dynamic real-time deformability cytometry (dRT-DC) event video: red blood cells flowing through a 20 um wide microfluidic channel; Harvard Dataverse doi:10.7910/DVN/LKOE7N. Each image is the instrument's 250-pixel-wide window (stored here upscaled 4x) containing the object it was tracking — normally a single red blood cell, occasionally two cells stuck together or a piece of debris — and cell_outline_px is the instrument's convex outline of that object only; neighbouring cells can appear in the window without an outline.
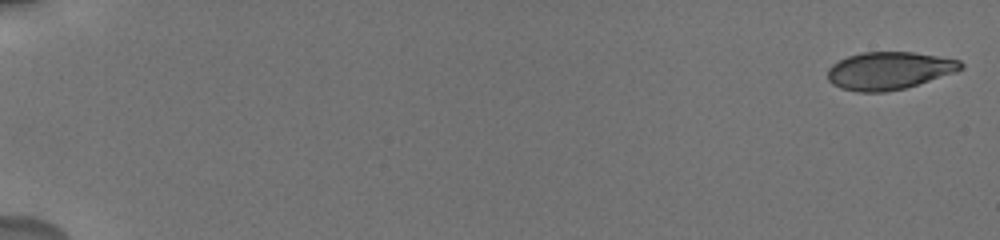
{"species": "human", "species_latin": "Homo sapiens", "temperature_condition": "cold", "stored_images_in_passage": 8, "camera_frame_rate_fps": 3000, "um_per_image_px": 0.085, "donor": {"sex": "male"}, "frame": {"image": 1, "passage_image": 1, "time_ms": 0.0, "image_size_px": [1000, 240], "cell_outline_px": [[964, 68], [956, 72], [904, 88], [884, 92], [860, 92], [840, 88], [832, 84], [828, 80], [828, 68], [832, 64], [848, 56], [864, 52], [912, 52], [960, 60], [964, 64]], "centroid_in_image_um": [75.57, 6.01], "position_along_channel_um": 9.4, "area_um2": 29.07}}
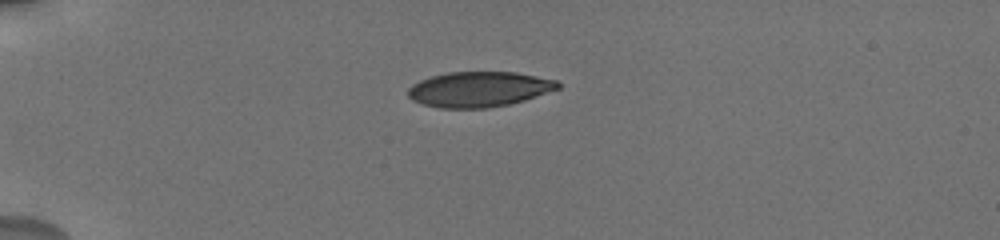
{"frame": {"image": 2, "passage_image": 6, "time_ms": 5.0, "image_size_px": [1000, 240], "cell_outline_px": [[560, 88], [524, 100], [508, 104], [484, 108], [440, 108], [424, 104], [412, 100], [408, 96], [408, 88], [412, 84], [420, 80], [432, 76], [448, 72], [516, 72], [556, 80], [560, 84]], "centroid_in_image_um": [40.7, 7.58], "position_along_channel_um": 44.3, "area_um2": 30.63}}
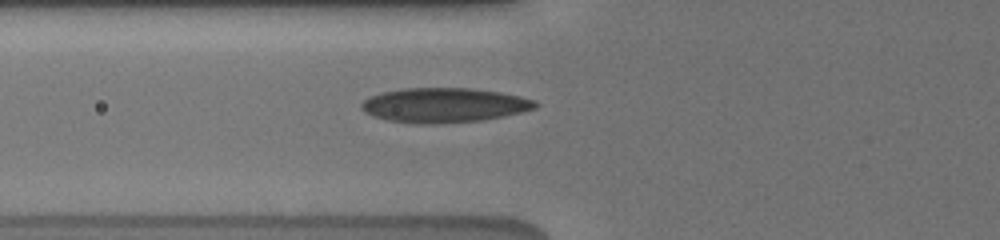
{"frame": {"image": 3, "passage_image": 8, "time_ms": 7.333, "image_size_px": [1000, 240], "cell_outline_px": [[540, 104], [536, 108], [504, 116], [484, 120], [428, 124], [416, 124], [388, 120], [364, 112], [360, 108], [360, 104], [364, 100], [372, 96], [384, 92], [404, 88], [472, 88], [500, 92], [520, 96], [536, 100]], "centroid_in_image_um": [37.78, 8.94], "position_along_channel_um": 88.0, "area_um2": 35.03}}